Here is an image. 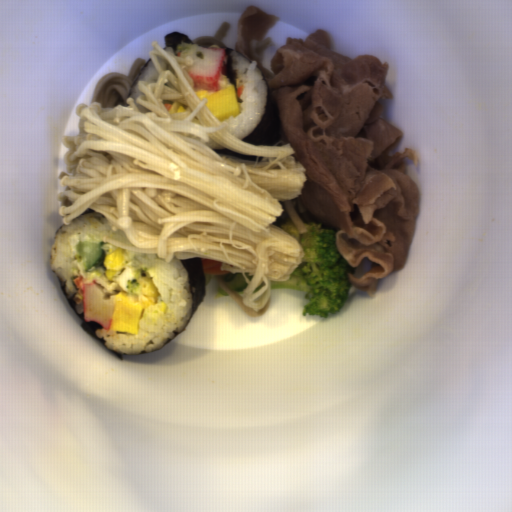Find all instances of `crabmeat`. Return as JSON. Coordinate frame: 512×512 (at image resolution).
<instances>
[{"mask_svg":"<svg viewBox=\"0 0 512 512\" xmlns=\"http://www.w3.org/2000/svg\"><path fill=\"white\" fill-rule=\"evenodd\" d=\"M116 300L114 294L103 286L97 278L82 284V308L84 322L97 323L111 330Z\"/></svg>","mask_w":512,"mask_h":512,"instance_id":"2","label":"crabmeat"},{"mask_svg":"<svg viewBox=\"0 0 512 512\" xmlns=\"http://www.w3.org/2000/svg\"><path fill=\"white\" fill-rule=\"evenodd\" d=\"M191 56L193 65L186 72L193 82L194 90L217 92L226 58L225 48H205L199 44L184 48L178 57Z\"/></svg>","mask_w":512,"mask_h":512,"instance_id":"1","label":"crabmeat"}]
</instances>
